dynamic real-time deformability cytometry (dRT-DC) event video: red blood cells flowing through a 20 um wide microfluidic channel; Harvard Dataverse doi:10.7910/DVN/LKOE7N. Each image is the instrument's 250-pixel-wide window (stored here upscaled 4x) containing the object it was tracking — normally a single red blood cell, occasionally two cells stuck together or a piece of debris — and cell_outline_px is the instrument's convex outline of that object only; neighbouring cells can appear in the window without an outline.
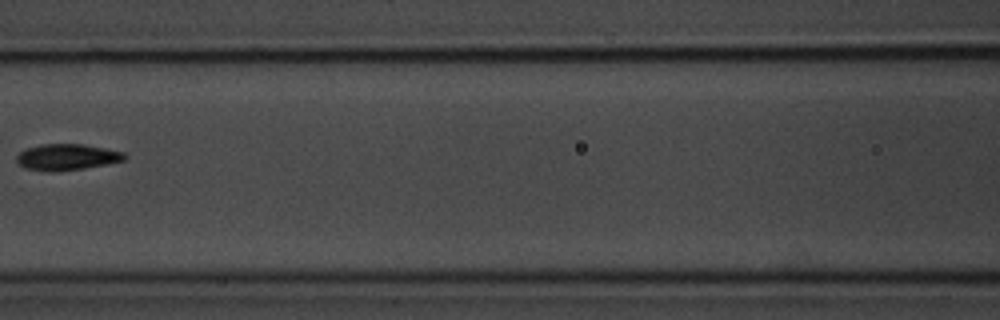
{"species": "common noctule bat (a hibernating species)", "species_latin": "Nyctalus noctula", "temperature_condition": "room temperature", "stored_images_in_passage": 7, "camera_frame_rate_fps": 3000, "um_per_image_px": 0.085, "animal": {"sex": "male", "body_mass_g": 20.1, "forearm_length_mm": 53.5}, "frame": {"image": 1, "passage_image": 7, "time_ms": 7.667, "image_size_px": [1000, 320], "cell_outline_px": [[128, 156], [124, 160], [84, 168], [56, 172], [48, 172], [24, 168], [16, 160], [16, 156], [24, 148], [40, 144], [84, 144], [124, 152]], "centroid_in_image_um": [5.65, 13.35], "position_along_channel_um": 161.0, "area_um2": 16.59}}